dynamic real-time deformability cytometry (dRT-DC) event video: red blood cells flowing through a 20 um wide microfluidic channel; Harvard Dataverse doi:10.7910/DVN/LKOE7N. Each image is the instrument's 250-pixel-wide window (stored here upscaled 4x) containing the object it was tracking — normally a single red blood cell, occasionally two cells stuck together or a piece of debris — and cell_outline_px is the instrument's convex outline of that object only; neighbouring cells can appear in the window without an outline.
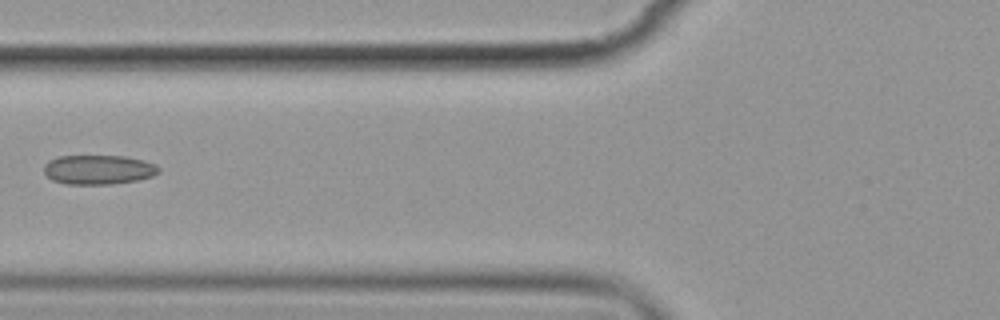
{"species": "common noctule bat (a hibernating species)", "species_latin": "Nyctalus noctula", "temperature_condition": "cold", "stored_images_in_passage": 9, "camera_frame_rate_fps": 3000, "um_per_image_px": 0.085, "animal": {"sex": "female", "body_mass_g": 19.9}, "frame": {"image": 1, "passage_image": 7, "time_ms": 7.0, "image_size_px": [1000, 320], "cell_outline_px": [[160, 172], [152, 176], [136, 180], [112, 184], [64, 184], [52, 180], [44, 172], [44, 164], [48, 160], [56, 156], [124, 156], [144, 160], [156, 164], [160, 168]], "centroid_in_image_um": [8.36, 14.41], "position_along_channel_um": 117.4, "area_um2": 19.83}}
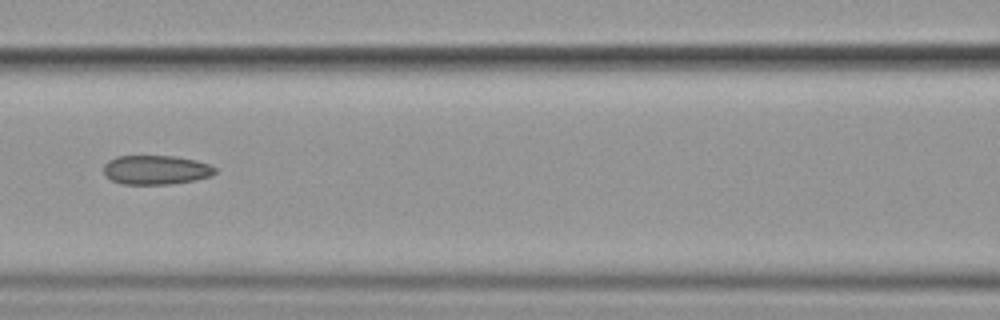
{"frame": {"image": 2, "passage_image": 8, "time_ms": 8.0, "image_size_px": [1000, 320], "cell_outline_px": [[216, 172], [208, 176], [192, 180], [168, 184], [124, 184], [112, 180], [104, 172], [104, 164], [108, 160], [116, 156], [176, 156], [196, 160], [208, 164], [216, 168]], "centroid_in_image_um": [13.23, 14.42], "position_along_channel_um": 153.4, "area_um2": 18.73}}
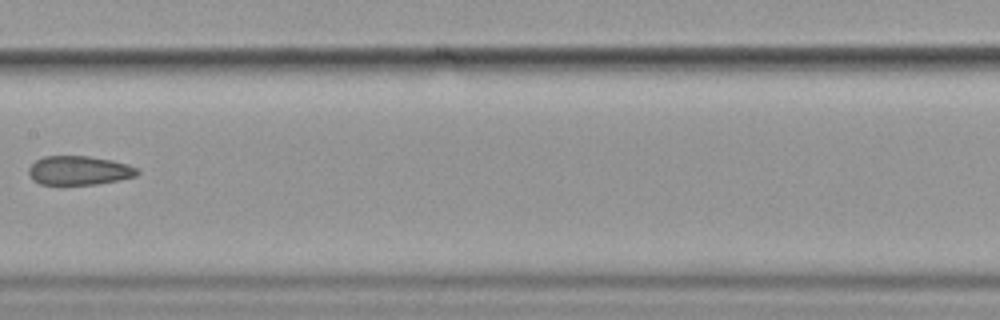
{"frame": {"image": 3, "passage_image": 9, "time_ms": 9.333, "image_size_px": [1000, 320], "cell_outline_px": [[140, 172], [136, 176], [96, 184], [40, 184], [32, 180], [28, 172], [28, 168], [36, 160], [44, 156], [88, 156], [112, 160], [128, 164], [136, 168]], "centroid_in_image_um": [6.7, 14.48], "position_along_channel_um": 200.7, "area_um2": 18.26}}